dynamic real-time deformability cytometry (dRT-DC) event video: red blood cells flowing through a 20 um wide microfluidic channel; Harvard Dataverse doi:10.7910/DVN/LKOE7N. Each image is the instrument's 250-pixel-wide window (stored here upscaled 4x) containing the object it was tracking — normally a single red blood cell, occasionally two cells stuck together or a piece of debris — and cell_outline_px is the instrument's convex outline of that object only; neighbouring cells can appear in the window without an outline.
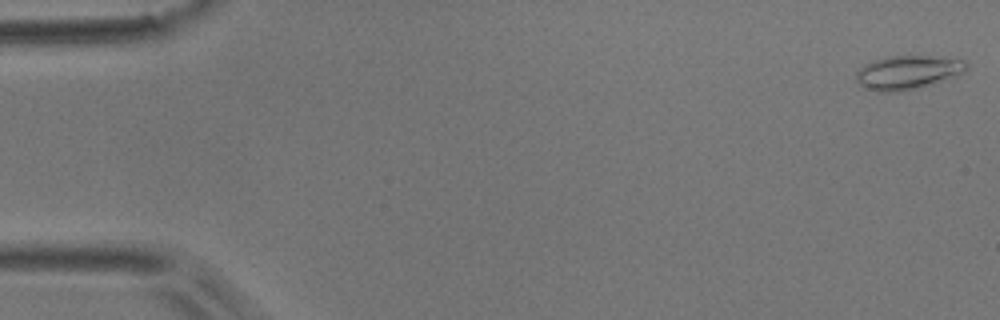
{"species": "common noctule bat (a hibernating species)", "species_latin": "Nyctalus noctula", "temperature_condition": "room temperature", "stored_images_in_passage": 5, "segment_of_instrument_passage": [1, 2], "camera_frame_rate_fps": 3000, "um_per_image_px": 0.085, "animal": {"sex": "male", "body_mass_g": 17.9}, "frame": {"image": 1, "passage_image": 1, "time_ms": 0.0, "image_size_px": [1000, 320], "cell_outline_px": [[968, 64], [964, 72], [956, 76], [920, 88], [896, 92], [876, 92], [864, 88], [856, 80], [856, 72], [864, 64], [872, 60], [888, 56], [944, 56], [968, 60]], "centroid_in_image_um": [77.18, 6.15], "position_along_channel_um": 7.8, "area_um2": 22.2}}